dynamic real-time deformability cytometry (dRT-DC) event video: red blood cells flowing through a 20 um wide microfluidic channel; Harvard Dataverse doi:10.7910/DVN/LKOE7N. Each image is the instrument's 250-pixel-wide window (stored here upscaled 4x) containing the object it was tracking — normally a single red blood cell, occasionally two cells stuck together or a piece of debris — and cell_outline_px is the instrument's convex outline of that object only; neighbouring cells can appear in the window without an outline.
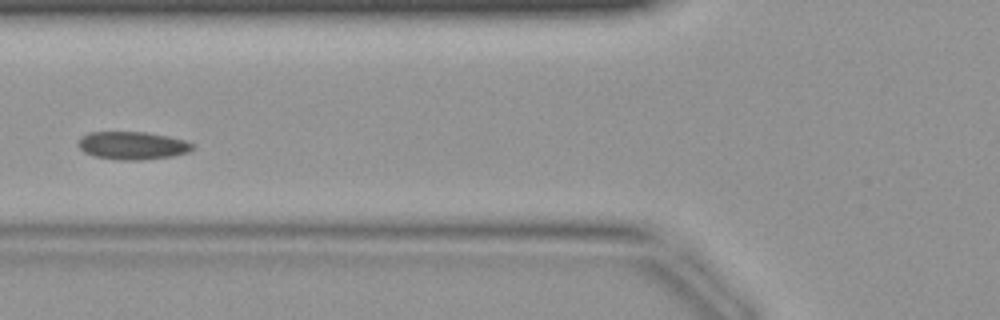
{"species": "common noctule bat (a hibernating species)", "species_latin": "Nyctalus noctula", "temperature_condition": "warm", "stored_images_in_passage": 29, "camera_frame_rate_fps": 3000, "um_per_image_px": 0.085, "animal": {"sex": "female", "body_mass_g": 19.9}, "frame": {"image": 1, "passage_image": 5, "time_ms": 1.333, "image_size_px": [1000, 320], "cell_outline_px": [[196, 148], [188, 152], [172, 156], [140, 160], [120, 160], [92, 156], [84, 152], [76, 144], [80, 136], [88, 132], [148, 132], [168, 136], [184, 140], [196, 144]], "centroid_in_image_um": [11.25, 12.36], "position_along_channel_um": 114.5, "area_um2": 18.9}}